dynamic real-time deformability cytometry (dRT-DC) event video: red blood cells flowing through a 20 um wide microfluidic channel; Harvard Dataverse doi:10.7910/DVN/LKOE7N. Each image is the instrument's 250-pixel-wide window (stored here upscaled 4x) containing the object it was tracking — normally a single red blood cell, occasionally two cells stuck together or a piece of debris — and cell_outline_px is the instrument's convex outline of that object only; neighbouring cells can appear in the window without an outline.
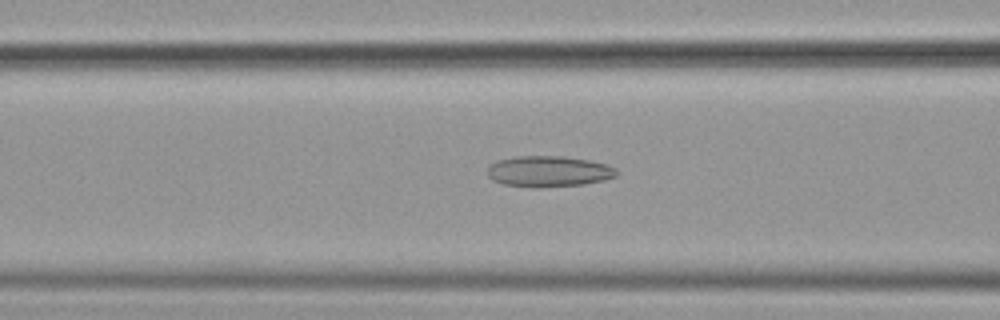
{"species": "common noctule bat (a hibernating species)", "species_latin": "Nyctalus noctula", "temperature_condition": "cold", "stored_images_in_passage": 56, "camera_frame_rate_fps": 3000, "um_per_image_px": 0.085, "animal": {"sex": "female", "body_mass_g": 19.9}, "frame": {"image": 1, "passage_image": 23, "time_ms": 7.333, "image_size_px": [1000, 320], "cell_outline_px": [[616, 176], [604, 180], [584, 184], [540, 188], [532, 188], [504, 184], [492, 180], [488, 176], [488, 168], [496, 160], [516, 156], [564, 156], [588, 160], [608, 164], [616, 168]], "centroid_in_image_um": [46.63, 14.57], "position_along_channel_um": 120.0, "area_um2": 23.47}}
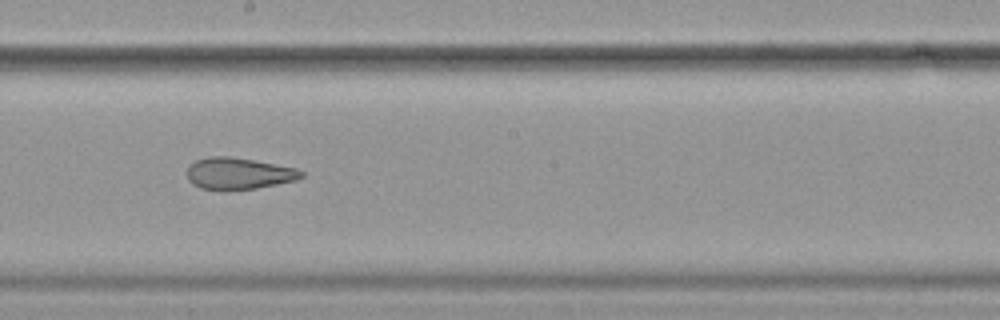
{"frame": {"image": 2, "passage_image": 32, "time_ms": 10.333, "image_size_px": [1000, 320], "cell_outline_px": [[304, 176], [296, 180], [256, 188], [200, 188], [192, 184], [188, 180], [188, 164], [196, 160], [208, 156], [228, 156], [252, 160], [296, 168], [304, 172]], "centroid_in_image_um": [20.27, 14.72], "position_along_channel_um": 227.9, "area_um2": 20.58}}
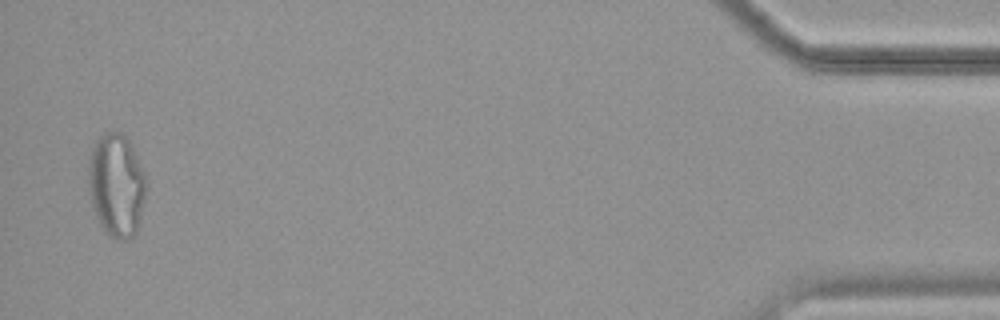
{"frame": {"image": 3, "passage_image": 55, "time_ms": 18.0, "image_size_px": [1000, 320], "cell_outline_px": [[144, 196], [136, 236], [124, 240], [116, 240], [108, 236], [100, 224], [92, 204], [88, 184], [88, 168], [92, 148], [96, 140], [100, 136], [108, 132], [120, 132], [132, 144], [144, 172]], "centroid_in_image_um": [9.88, 15.76], "position_along_channel_um": 425.3, "area_um2": 34.45}, "authors_computed_cell_mechanics": {"area_um2": 26.01, "velocity_mm_per_s": 3.608, "shape_relaxation_time_tau1_ms": null, "shape_relaxation_time_tau2_ms": 2.8504, "deformation_change_tau1": null, "deformation_change_tau2": 0.1014}}